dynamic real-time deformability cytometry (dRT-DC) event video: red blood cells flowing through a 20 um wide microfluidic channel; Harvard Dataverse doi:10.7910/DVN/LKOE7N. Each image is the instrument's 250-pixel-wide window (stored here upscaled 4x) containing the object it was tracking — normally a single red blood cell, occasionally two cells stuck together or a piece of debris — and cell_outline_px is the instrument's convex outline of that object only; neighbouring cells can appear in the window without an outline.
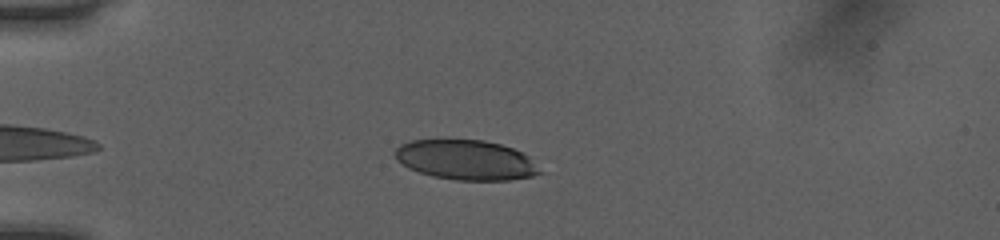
{"species": "human", "species_latin": "Homo sapiens", "temperature_condition": "room temperature", "stored_images_in_passage": 41, "camera_frame_rate_fps": 3000, "um_per_image_px": 0.085, "donor": {"sex": "female"}, "frame": {"image": 1, "passage_image": 4, "time_ms": 1.0, "image_size_px": [1000, 240], "cell_outline_px": [[544, 172], [532, 176], [508, 180], [456, 180], [432, 176], [408, 168], [396, 160], [396, 148], [400, 144], [412, 140], [484, 140], [500, 144], [524, 152]], "centroid_in_image_um": [39.63, 13.6], "position_along_channel_um": 45.4, "area_um2": 33.64}}
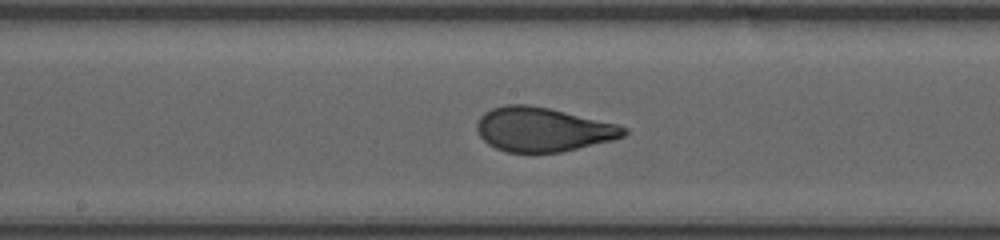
{"frame": {"image": 2, "passage_image": 18, "time_ms": 5.667, "image_size_px": [1000, 240], "cell_outline_px": [[628, 132], [624, 136], [612, 140], [560, 152], [508, 152], [496, 148], [488, 144], [480, 136], [476, 128], [476, 124], [480, 116], [484, 112], [492, 108], [504, 104], [528, 104], [548, 108], [620, 124], [628, 128]], "centroid_in_image_um": [46.14, 10.99], "position_along_channel_um": 202.1, "area_um2": 37.86}}
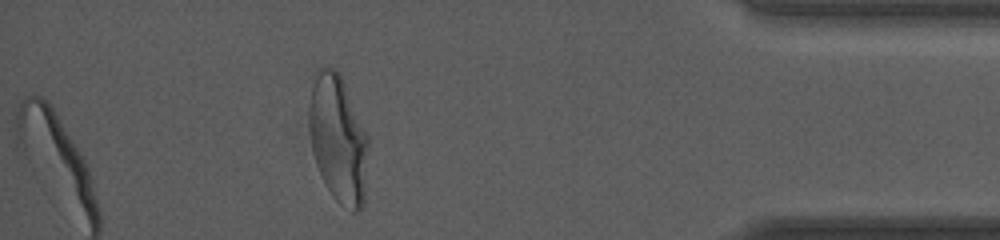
{"frame": {"image": 3, "passage_image": 36, "time_ms": 11.667, "image_size_px": [1000, 240], "cell_outline_px": [[368, 148], [364, 204], [360, 212], [352, 212], [340, 204], [332, 196], [324, 184], [316, 164], [312, 152], [308, 124], [312, 88], [316, 68], [336, 68], [340, 72], [368, 136]], "centroid_in_image_um": [28.75, 11.85], "position_along_channel_um": 406.5, "area_um2": 44.33}, "authors_computed_cell_mechanics": {"area_um2": 38.148, "velocity_mm_per_s": 4.052, "shape_relaxation_time_tau1_ms": 4.3033, "shape_relaxation_time_tau2_ms": null, "deformation_change_tau1": 0.2005, "deformation_change_tau2": null}}